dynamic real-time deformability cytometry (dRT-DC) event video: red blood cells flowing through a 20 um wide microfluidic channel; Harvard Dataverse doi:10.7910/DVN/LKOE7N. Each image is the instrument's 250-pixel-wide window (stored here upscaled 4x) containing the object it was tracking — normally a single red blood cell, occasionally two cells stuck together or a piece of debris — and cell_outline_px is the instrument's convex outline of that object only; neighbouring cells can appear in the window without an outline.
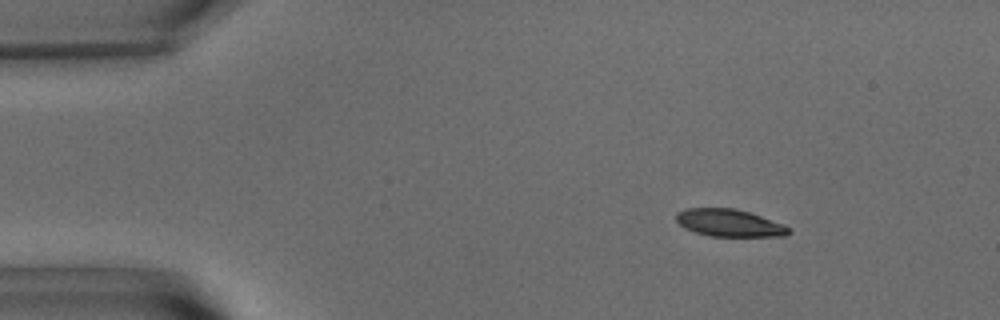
{"species": "common noctule bat (a hibernating species)", "species_latin": "Nyctalus noctula", "temperature_condition": "warm", "stored_images_in_passage": 55, "camera_frame_rate_fps": 3000, "um_per_image_px": 0.085, "animal": {"sex": "male", "body_mass_g": 15.6}, "frame": {"image": 1, "passage_image": 7, "time_ms": 2.0, "image_size_px": [1000, 320], "cell_outline_px": [[792, 232], [784, 236], [712, 236], [696, 232], [684, 228], [676, 220], [676, 212], [684, 208], [732, 208], [748, 212], [784, 224]], "centroid_in_image_um": [61.97, 18.94], "position_along_channel_um": 23.0, "area_um2": 17.8}}
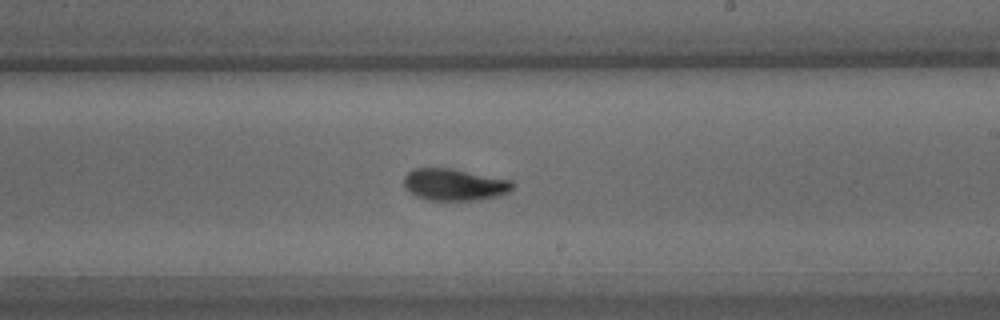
{"frame": {"image": 2, "passage_image": 32, "time_ms": 10.333, "image_size_px": [1000, 320], "cell_outline_px": [[516, 184], [508, 192], [496, 196], [476, 200], [424, 200], [408, 192], [404, 188], [404, 176], [412, 168], [452, 168], [512, 180]], "centroid_in_image_um": [38.59, 15.69], "position_along_channel_um": 250.4, "area_um2": 20.4}}
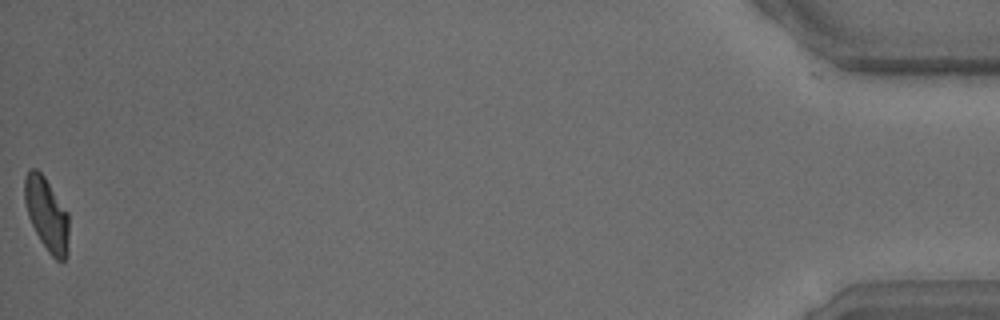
{"frame": {"image": 3, "passage_image": 55, "time_ms": 18.0, "image_size_px": [1000, 320], "cell_outline_px": [[68, 252], [64, 260], [56, 260], [48, 252], [40, 240], [28, 216], [24, 200], [24, 176], [28, 168], [36, 168], [44, 176], [68, 212]], "centroid_in_image_um": [3.96, 18.18], "position_along_channel_um": 431.2, "area_um2": 18.96}, "authors_computed_cell_mechanics": {"area_um2": 19.7098, "velocity_mm_per_s": 3.6415, "shape_relaxation_time_tau1_ms": 2.4418, "shape_relaxation_time_tau2_ms": 1.501, "deformation_change_tau1": 0.1581, "deformation_change_tau2": 0.0682}}